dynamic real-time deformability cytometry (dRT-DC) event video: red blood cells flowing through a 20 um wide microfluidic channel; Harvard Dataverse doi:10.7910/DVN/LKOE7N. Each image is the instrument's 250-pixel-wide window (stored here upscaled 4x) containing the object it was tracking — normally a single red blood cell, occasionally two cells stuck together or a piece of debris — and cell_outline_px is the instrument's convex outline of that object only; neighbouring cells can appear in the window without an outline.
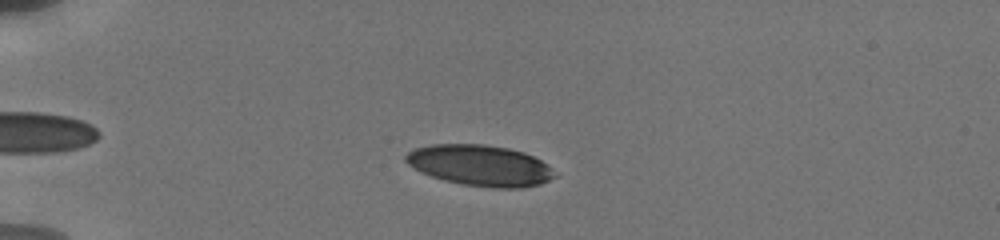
{"species": "human", "species_latin": "Homo sapiens", "temperature_condition": "cold", "stored_images_in_passage": 38, "camera_frame_rate_fps": 3000, "um_per_image_px": 0.085, "donor": {"sex": "male"}, "frame": {"image": 1, "passage_image": 19, "time_ms": 3.333, "image_size_px": [1000, 240], "cell_outline_px": [[556, 176], [540, 184], [520, 188], [492, 188], [464, 184], [444, 180], [420, 172], [408, 164], [404, 160], [404, 156], [408, 152], [416, 148], [432, 144], [484, 144], [508, 148], [524, 152], [540, 160]], "centroid_in_image_um": [40.76, 14.06], "position_along_channel_um": 44.2, "area_um2": 35.2}}
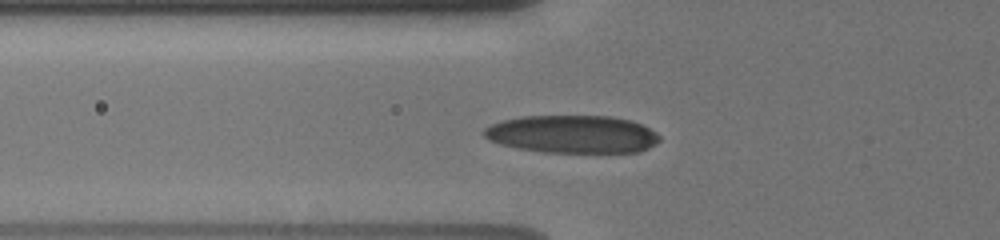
{"frame": {"image": 2, "passage_image": 33, "time_ms": 5.333, "image_size_px": [1000, 240], "cell_outline_px": [[660, 140], [656, 144], [640, 152], [544, 152], [520, 148], [500, 144], [488, 140], [480, 132], [484, 128], [500, 120], [520, 116], [612, 116], [632, 120], [656, 132], [660, 136]], "centroid_in_image_um": [48.63, 11.4], "position_along_channel_um": 77.2, "area_um2": 38.9}}